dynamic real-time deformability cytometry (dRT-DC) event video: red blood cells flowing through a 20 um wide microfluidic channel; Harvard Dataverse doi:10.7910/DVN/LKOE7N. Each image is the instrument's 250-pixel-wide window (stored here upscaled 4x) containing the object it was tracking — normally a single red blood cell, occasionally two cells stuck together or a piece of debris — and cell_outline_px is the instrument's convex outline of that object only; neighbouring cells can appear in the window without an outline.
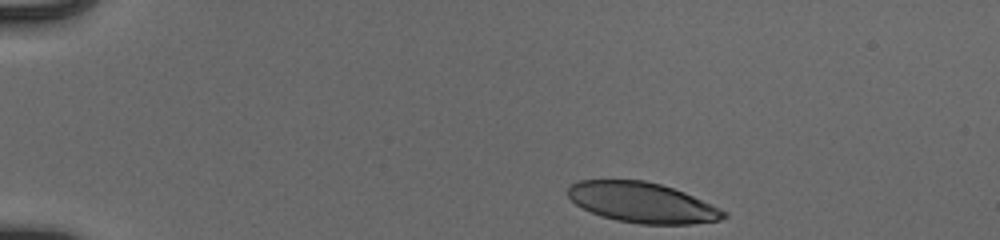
{"species": "human", "species_latin": "Homo sapiens", "temperature_condition": "cold", "stored_images_in_passage": 39, "camera_frame_rate_fps": 3000, "um_per_image_px": 0.085, "donor": {"sex": "male"}, "frame": {"image": 1, "passage_image": 1, "time_ms": 0.0, "image_size_px": [1000, 240], "cell_outline_px": [[728, 216], [720, 220], [692, 224], [640, 224], [616, 220], [600, 216], [576, 204], [568, 196], [568, 188], [572, 184], [580, 180], [644, 180], [660, 184], [684, 192], [712, 204], [728, 212]], "centroid_in_image_um": [54.62, 17.22], "position_along_channel_um": 30.4, "area_um2": 36.47}}
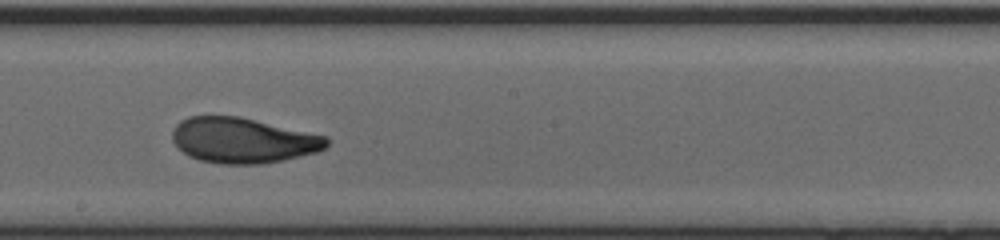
{"frame": {"image": 2, "passage_image": 23, "time_ms": 7.333, "image_size_px": [1000, 240], "cell_outline_px": [[328, 144], [324, 148], [316, 152], [284, 160], [260, 164], [220, 164], [200, 160], [188, 156], [172, 140], [172, 128], [180, 120], [188, 116], [240, 116], [324, 136], [328, 140]], "centroid_in_image_um": [20.59, 11.93], "position_along_channel_um": 227.6, "area_um2": 40.63}}
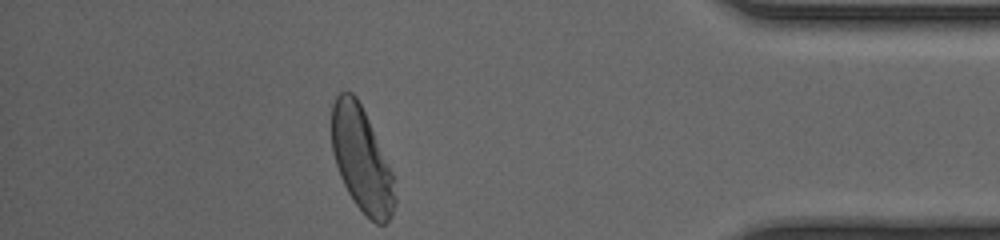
{"frame": {"image": 3, "passage_image": 39, "time_ms": 12.667, "image_size_px": [1000, 240], "cell_outline_px": [[396, 204], [392, 216], [384, 224], [376, 224], [356, 204], [348, 192], [340, 176], [332, 152], [332, 104], [336, 96], [340, 92], [352, 92], [356, 96], [368, 120], [392, 172], [396, 200]], "centroid_in_image_um": [30.73, 13.57], "position_along_channel_um": 404.5, "area_um2": 37.86}, "authors_computed_cell_mechanics": {"area_um2": 40.3444, "velocity_mm_per_s": 3.9187, "shape_relaxation_time_tau1_ms": 3.974, "shape_relaxation_time_tau2_ms": 1.1523, "deformation_change_tau1": 0.1834, "deformation_change_tau2": 0.0741}}